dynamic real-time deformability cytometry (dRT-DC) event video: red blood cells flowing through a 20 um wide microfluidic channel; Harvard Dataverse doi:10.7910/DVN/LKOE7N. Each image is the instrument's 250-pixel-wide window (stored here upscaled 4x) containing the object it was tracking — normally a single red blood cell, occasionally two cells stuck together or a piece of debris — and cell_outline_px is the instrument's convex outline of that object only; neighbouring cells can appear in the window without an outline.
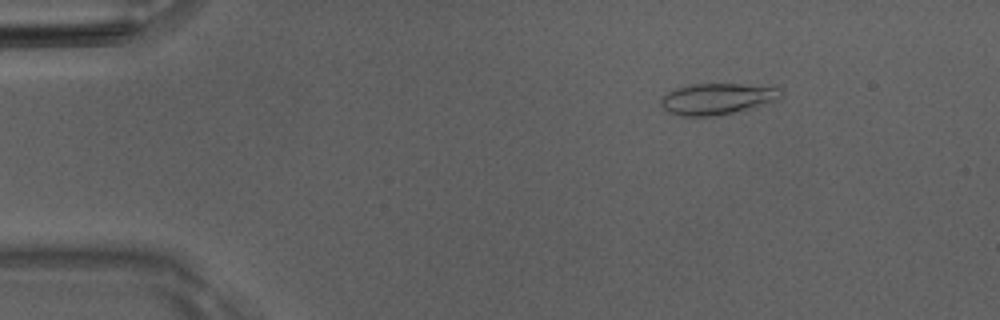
{"species": "Egyptian fruit bat (a non-hibernating species)", "species_latin": "Rousettus aegyptiacus", "temperature_condition": "room temperature", "stored_images_in_passage": 45, "camera_frame_rate_fps": 3000, "um_per_image_px": 0.085, "animal": {"sex": "male"}, "frame": {"image": 1, "passage_image": 2, "time_ms": 0.333, "image_size_px": [1000, 320], "cell_outline_px": [[784, 96], [780, 100], [720, 116], [680, 116], [664, 112], [660, 104], [660, 100], [668, 92], [676, 88], [692, 84], [740, 84], [780, 88], [784, 92]], "centroid_in_image_um": [60.97, 8.42], "position_along_channel_um": 24.0, "area_um2": 22.2}}
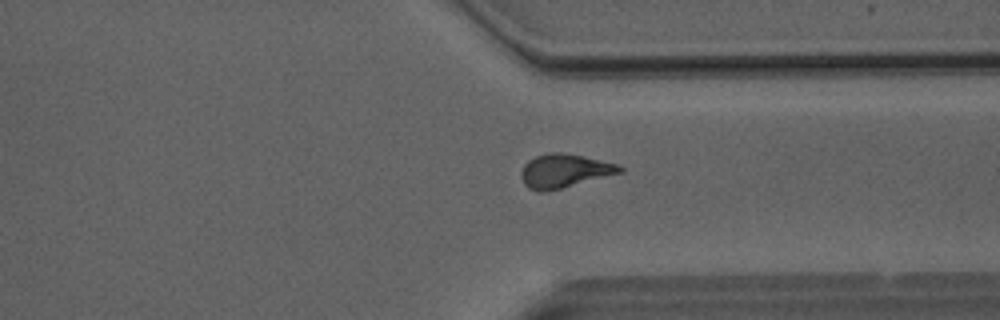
{"frame": {"image": 2, "passage_image": 33, "time_ms": 10.667, "image_size_px": [1000, 320], "cell_outline_px": [[624, 172], [544, 192], [540, 192], [528, 188], [524, 184], [520, 176], [520, 172], [524, 164], [528, 160], [536, 156], [548, 152], [560, 152], [584, 156], [616, 164], [624, 168]], "centroid_in_image_um": [47.94, 14.52], "position_along_channel_um": 363.5, "area_um2": 19.31}}
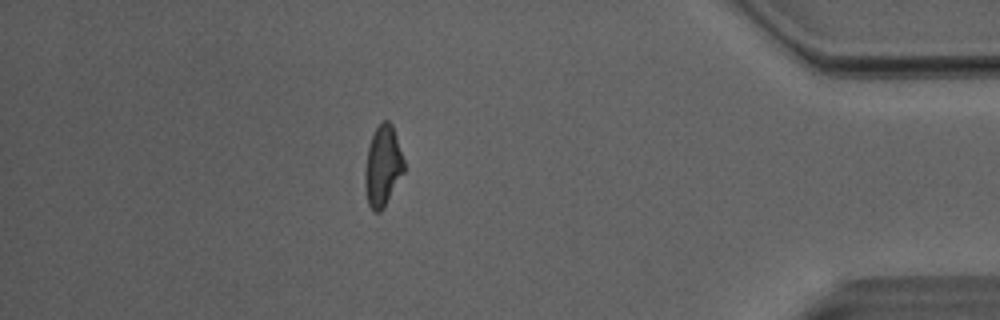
{"frame": {"image": 3, "passage_image": 39, "time_ms": 12.667, "image_size_px": [1000, 320], "cell_outline_px": [[404, 172], [384, 208], [380, 212], [372, 212], [368, 204], [364, 188], [364, 172], [368, 148], [372, 136], [376, 128], [384, 120], [388, 120], [392, 124], [404, 160]], "centroid_in_image_um": [32.52, 14.16], "position_along_channel_um": 402.7, "area_um2": 18.44}, "authors_computed_cell_mechanics": {"area_um2": 18.7272, "velocity_mm_per_s": 4.0586, "shape_relaxation_time_tau1_ms": 6.5568, "shape_relaxation_time_tau2_ms": 2.1238, "deformation_change_tau1": 0.2171, "deformation_change_tau2": 0.083}}